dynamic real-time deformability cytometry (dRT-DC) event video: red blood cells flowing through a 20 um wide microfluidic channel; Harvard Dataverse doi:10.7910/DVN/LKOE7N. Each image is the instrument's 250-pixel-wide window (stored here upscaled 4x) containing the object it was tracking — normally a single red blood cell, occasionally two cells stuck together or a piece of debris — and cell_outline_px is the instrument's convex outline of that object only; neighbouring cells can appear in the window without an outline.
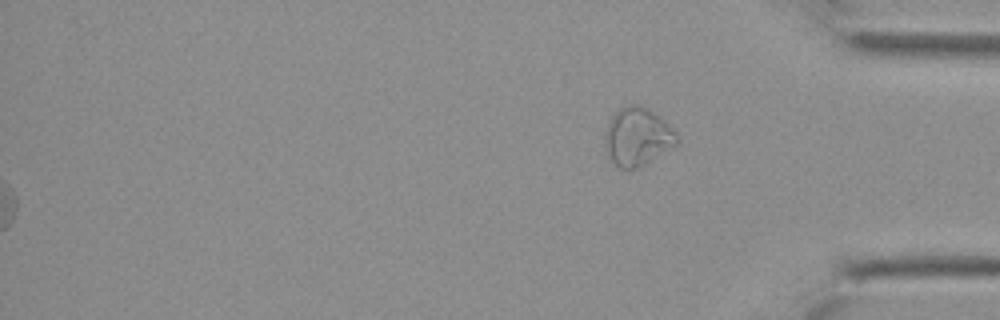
{"species": "Egyptian fruit bat (a non-hibernating species)", "species_latin": "Rousettus aegyptiacus", "temperature_condition": "cold", "stored_images_in_passage": 26, "segment_of_instrument_passage": [2, 2], "camera_frame_rate_fps": 3000, "um_per_image_px": 0.085, "animal": {"sex": "female"}, "frame": {"image": 1, "passage_image": 26, "time_ms": 8.333, "image_size_px": [1000, 320], "cell_outline_px": [[680, 136], [676, 144], [644, 164], [636, 168], [620, 168], [608, 156], [604, 140], [604, 136], [608, 124], [612, 116], [624, 104], [640, 104], [648, 108], [664, 120]], "centroid_in_image_um": [54.18, 11.58], "position_along_channel_um": 381.0, "area_um2": 24.1}}